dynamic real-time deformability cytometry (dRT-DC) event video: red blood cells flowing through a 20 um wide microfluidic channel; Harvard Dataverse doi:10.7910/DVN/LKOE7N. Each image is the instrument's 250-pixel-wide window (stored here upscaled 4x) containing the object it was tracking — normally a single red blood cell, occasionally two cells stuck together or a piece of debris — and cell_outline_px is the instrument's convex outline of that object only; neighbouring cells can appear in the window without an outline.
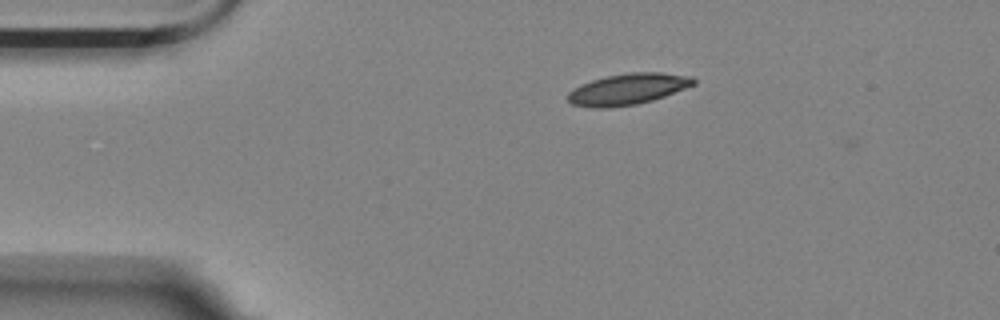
{"species": "Egyptian fruit bat (a non-hibernating species)", "species_latin": "Rousettus aegyptiacus", "temperature_condition": "room temperature", "stored_images_in_passage": 3, "camera_frame_rate_fps": 3000, "um_per_image_px": 0.085, "animal": {"sex": "female"}, "frame": {"image": 1, "passage_image": 1, "time_ms": 0.0, "image_size_px": [1000, 320], "cell_outline_px": [[696, 84], [664, 96], [652, 100], [636, 104], [608, 108], [592, 108], [572, 104], [568, 100], [568, 92], [580, 84], [592, 80], [608, 76], [628, 72], [660, 72], [692, 76], [696, 80]], "centroid_in_image_um": [53.37, 7.57], "position_along_channel_um": 31.6, "area_um2": 22.83}}